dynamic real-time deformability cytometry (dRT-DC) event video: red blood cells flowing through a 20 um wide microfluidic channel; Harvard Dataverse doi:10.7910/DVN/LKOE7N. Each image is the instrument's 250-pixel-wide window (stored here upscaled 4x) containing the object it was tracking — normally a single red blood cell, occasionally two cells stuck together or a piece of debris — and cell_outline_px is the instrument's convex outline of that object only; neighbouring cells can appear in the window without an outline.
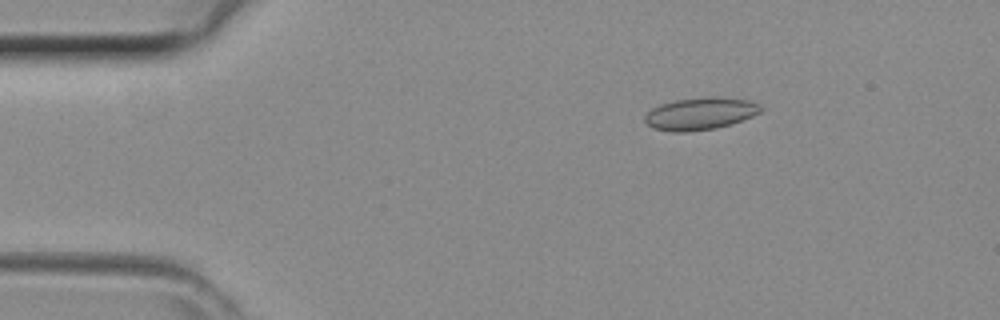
{"species": "common noctule bat (a hibernating species)", "species_latin": "Nyctalus noctula", "temperature_condition": "room temperature", "stored_images_in_passage": 40, "camera_frame_rate_fps": 3000, "um_per_image_px": 0.085, "animal": {"sex": "female", "body_mass_g": 29.2, "forearm_length_mm": 56.3}, "frame": {"image": 1, "passage_image": 6, "time_ms": 1.667, "image_size_px": [1000, 320], "cell_outline_px": [[764, 108], [760, 112], [752, 116], [732, 124], [716, 128], [684, 132], [672, 132], [652, 128], [644, 120], [644, 116], [652, 108], [660, 104], [676, 100], [708, 96], [720, 96], [752, 100], [760, 104]], "centroid_in_image_um": [59.56, 9.64], "position_along_channel_um": 25.4, "area_um2": 22.14}}
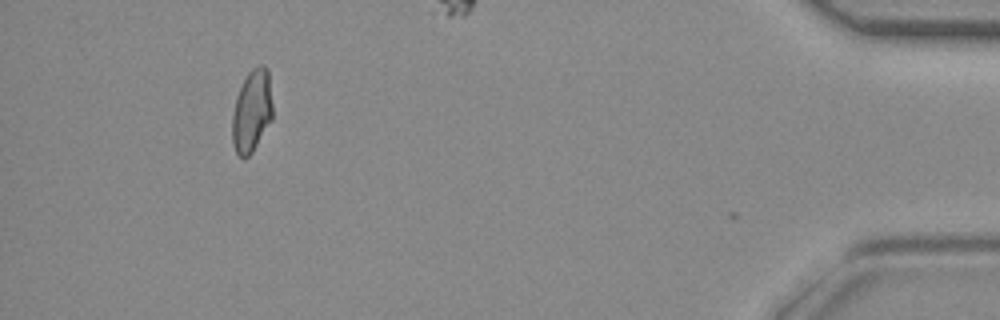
{"frame": {"image": 2, "passage_image": 39, "time_ms": 12.667, "image_size_px": [1000, 320], "cell_outline_px": [[272, 120], [252, 152], [248, 156], [240, 156], [236, 152], [232, 144], [232, 116], [236, 96], [248, 72], [252, 68], [260, 64], [264, 64], [268, 68], [272, 104]], "centroid_in_image_um": [21.41, 9.41], "position_along_channel_um": 413.8, "area_um2": 19.42}}